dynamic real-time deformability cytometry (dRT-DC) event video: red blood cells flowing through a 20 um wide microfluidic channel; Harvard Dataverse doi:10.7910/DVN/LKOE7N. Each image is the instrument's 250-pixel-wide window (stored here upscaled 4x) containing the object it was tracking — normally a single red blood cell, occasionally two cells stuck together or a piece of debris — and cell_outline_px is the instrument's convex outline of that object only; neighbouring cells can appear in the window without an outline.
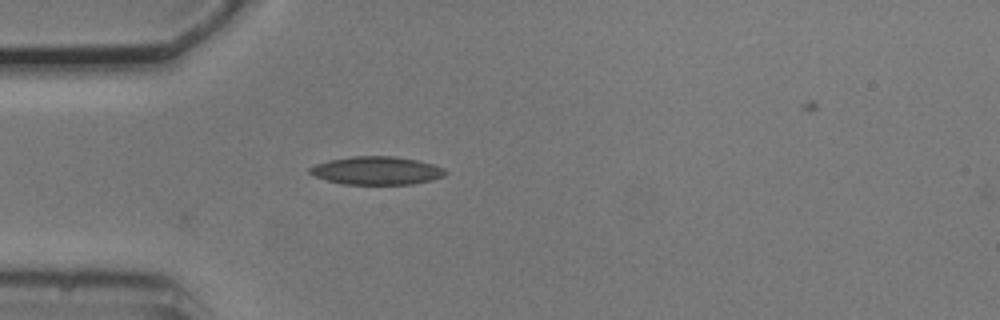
{"species": "common noctule bat (a hibernating species)", "species_latin": "Nyctalus noctula", "temperature_condition": "cold", "stored_images_in_passage": 4, "camera_frame_rate_fps": 3000, "um_per_image_px": 0.085, "animal": {"sex": "male", "body_mass_g": 20.5, "forearm_length_mm": 52.5}, "frame": {"image": 1, "passage_image": 1, "time_ms": 0.0, "image_size_px": [1000, 320], "cell_outline_px": [[448, 172], [444, 176], [432, 180], [412, 184], [340, 184], [316, 176], [308, 172], [308, 168], [316, 164], [328, 160], [352, 156], [396, 156], [416, 160], [432, 164], [444, 168]], "centroid_in_image_um": [32.02, 14.5], "position_along_channel_um": 53.0, "area_um2": 22.25}}
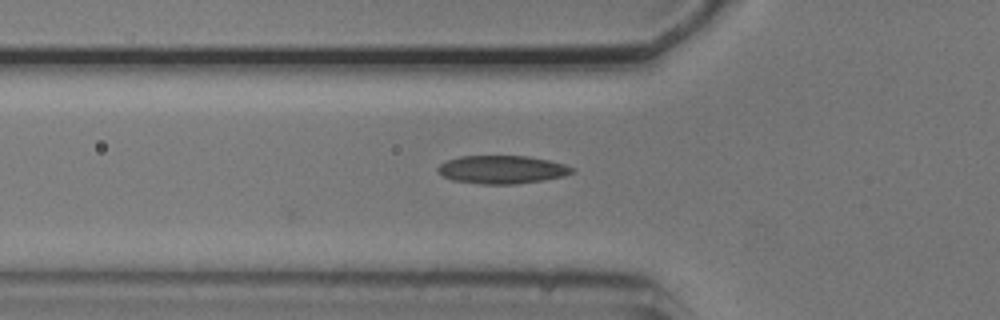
{"frame": {"image": 2, "passage_image": 4, "time_ms": 1.0, "image_size_px": [1000, 320], "cell_outline_px": [[576, 168], [572, 172], [564, 176], [544, 180], [516, 184], [480, 184], [452, 180], [444, 176], [436, 168], [440, 164], [448, 160], [460, 156], [528, 156], [548, 160], [564, 164]], "centroid_in_image_um": [42.69, 14.41], "position_along_channel_um": 83.1, "area_um2": 21.96}}